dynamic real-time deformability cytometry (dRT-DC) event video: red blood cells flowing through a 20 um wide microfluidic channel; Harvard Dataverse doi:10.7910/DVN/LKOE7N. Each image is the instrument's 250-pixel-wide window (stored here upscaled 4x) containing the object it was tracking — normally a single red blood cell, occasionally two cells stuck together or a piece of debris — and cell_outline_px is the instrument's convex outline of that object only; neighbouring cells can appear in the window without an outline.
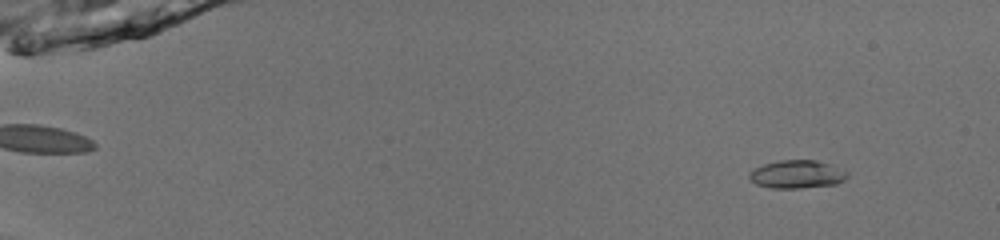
{"species": "common noctule bat (a hibernating species)", "species_latin": "Nyctalus noctula", "temperature_condition": "room temperature", "stored_images_in_passage": 53, "camera_frame_rate_fps": 3000, "um_per_image_px": 0.085, "animal": {"sex": "male", "body_mass_g": 13.0, "forearm_length_mm": 53.1}, "frame": {"image": 1, "passage_image": 6, "time_ms": 1.667, "image_size_px": [1000, 240], "cell_outline_px": [[848, 176], [844, 180], [836, 184], [800, 188], [772, 188], [756, 184], [748, 176], [748, 172], [764, 164], [780, 160], [816, 160], [832, 164], [848, 172]], "centroid_in_image_um": [67.77, 14.81], "position_along_channel_um": 17.2, "area_um2": 16.07}}
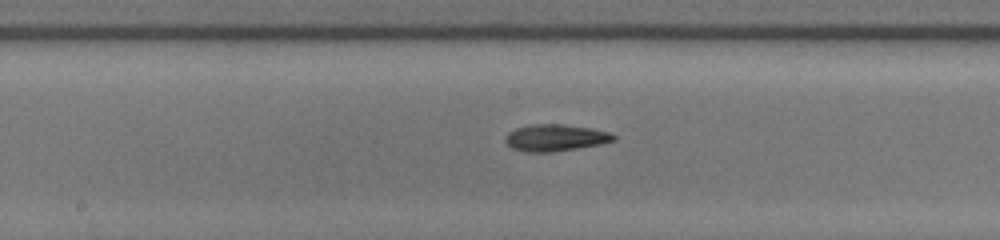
{"frame": {"image": 2, "passage_image": 30, "time_ms": 9.667, "image_size_px": [1000, 240], "cell_outline_px": [[616, 140], [600, 144], [552, 152], [528, 152], [512, 148], [504, 140], [504, 136], [508, 132], [516, 128], [528, 124], [560, 124], [592, 128], [608, 132], [616, 136]], "centroid_in_image_um": [47.18, 11.7], "position_along_channel_um": 201.0, "area_um2": 16.88}}
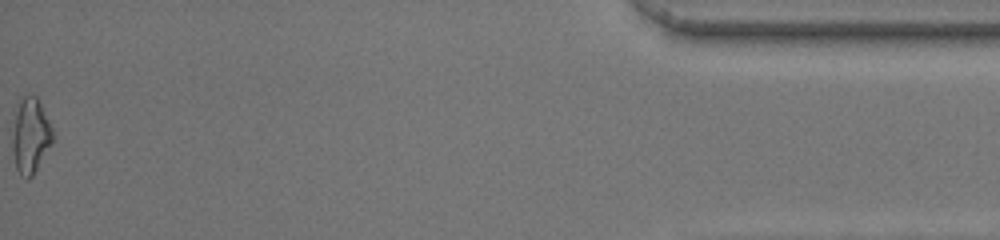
{"frame": {"image": 3, "passage_image": 53, "time_ms": 17.333, "image_size_px": [1000, 240], "cell_outline_px": [[52, 144], [32, 176], [28, 180], [20, 176], [16, 168], [12, 152], [12, 136], [16, 112], [24, 96], [36, 96], [52, 128]], "centroid_in_image_um": [2.58, 11.61], "position_along_channel_um": 432.6, "area_um2": 17.28}, "authors_computed_cell_mechanics": {"area_um2": 15.7794, "velocity_mm_per_s": 4.0089, "shape_relaxation_time_tau1_ms": 3.3135, "shape_relaxation_time_tau2_ms": 6.2022, "deformation_change_tau1": 0.1569, "deformation_change_tau2": 0.1666}}